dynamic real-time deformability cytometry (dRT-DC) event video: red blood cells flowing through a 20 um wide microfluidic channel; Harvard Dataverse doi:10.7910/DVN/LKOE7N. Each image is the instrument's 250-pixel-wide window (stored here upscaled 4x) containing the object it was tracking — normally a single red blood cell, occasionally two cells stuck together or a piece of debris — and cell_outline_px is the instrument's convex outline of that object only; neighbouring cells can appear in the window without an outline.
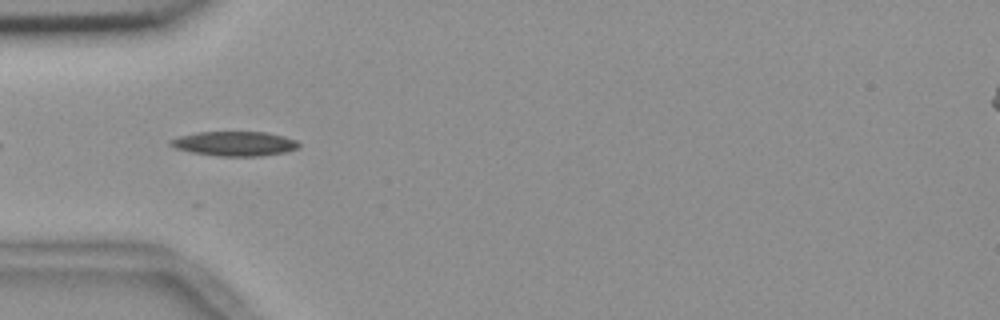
{"species": "common noctule bat (a hibernating species)", "species_latin": "Nyctalus noctula", "temperature_condition": "room temperature", "stored_images_in_passage": 16, "camera_frame_rate_fps": 3000, "um_per_image_px": 0.085, "animal": {"sex": "female", "body_mass_g": 18.4}, "frame": {"image": 1, "passage_image": 3, "time_ms": 0.667, "image_size_px": [1000, 320], "cell_outline_px": [[300, 148], [284, 152], [264, 156], [216, 156], [192, 152], [176, 148], [168, 144], [168, 140], [180, 136], [200, 132], [268, 132], [284, 136], [296, 140], [300, 144]], "centroid_in_image_um": [19.97, 12.21], "position_along_channel_um": 65.0, "area_um2": 18.44}}
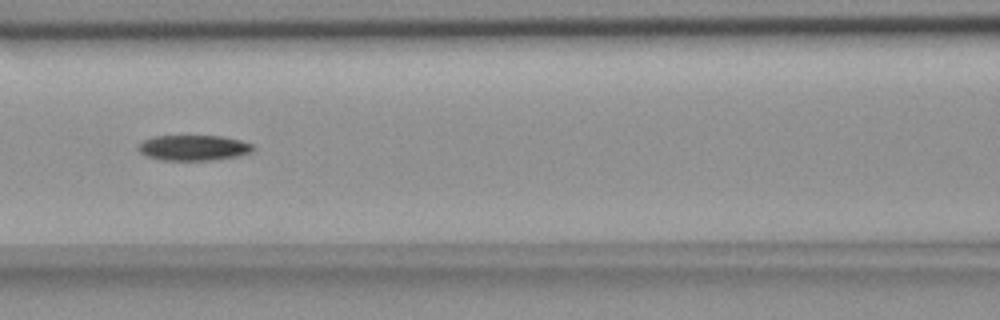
{"frame": {"image": 2, "passage_image": 10, "time_ms": 3.0, "image_size_px": [1000, 320], "cell_outline_px": [[256, 148], [252, 152], [236, 156], [212, 160], [160, 160], [148, 156], [140, 152], [136, 148], [144, 140], [152, 136], [224, 136], [240, 140], [252, 144]], "centroid_in_image_um": [16.46, 12.56], "position_along_channel_um": 150.1, "area_um2": 17.05}}